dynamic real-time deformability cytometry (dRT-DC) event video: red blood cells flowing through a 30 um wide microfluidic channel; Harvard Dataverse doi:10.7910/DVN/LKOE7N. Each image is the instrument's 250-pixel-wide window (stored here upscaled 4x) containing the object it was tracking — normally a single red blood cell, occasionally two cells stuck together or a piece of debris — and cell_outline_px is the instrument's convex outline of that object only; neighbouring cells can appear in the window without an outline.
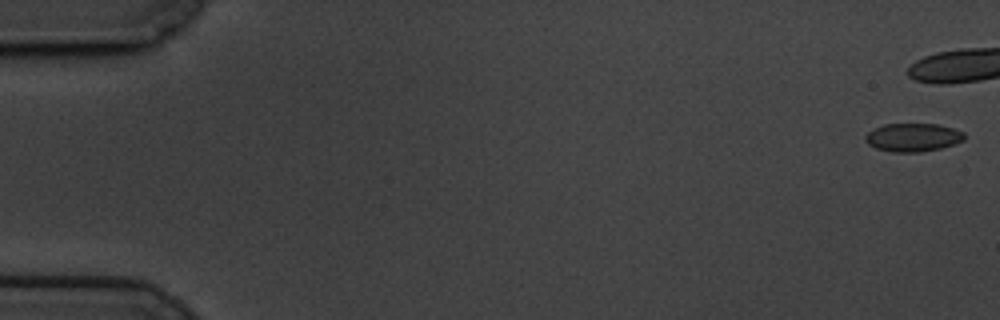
{"species": "common noctule bat (a hibernating species)", "species_latin": "Nyctalus noctula", "temperature_condition": "cold", "stored_images_in_passage": 47, "camera_frame_rate_fps": 3000, "um_per_image_px": 0.085, "animal": {"sex": "male", "body_mass_g": 19.5, "forearm_length_mm": 54.6}, "frame": {"image": 1, "passage_image": 1, "time_ms": 0.0, "image_size_px": [1000, 320], "cell_outline_px": [[964, 140], [940, 148], [920, 152], [892, 152], [876, 148], [868, 144], [864, 140], [864, 136], [872, 128], [884, 124], [936, 124], [952, 128], [964, 132]], "centroid_in_image_um": [77.55, 11.67], "position_along_channel_um": 7.5, "area_um2": 16.3}}
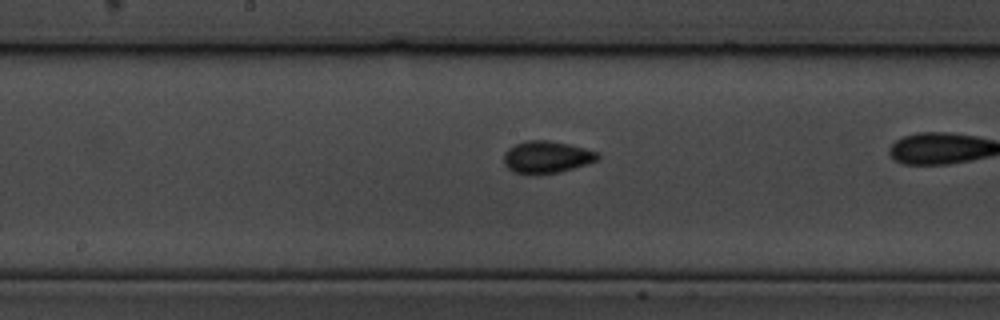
{"frame": {"image": 2, "passage_image": 31, "time_ms": 10.0, "image_size_px": [1000, 320], "cell_outline_px": [[600, 156], [596, 160], [588, 164], [560, 172], [512, 172], [504, 164], [504, 152], [508, 148], [516, 144], [528, 140], [548, 140], [568, 144], [584, 148], [596, 152]], "centroid_in_image_um": [46.46, 13.32], "position_along_channel_um": 201.7, "area_um2": 17.11}}
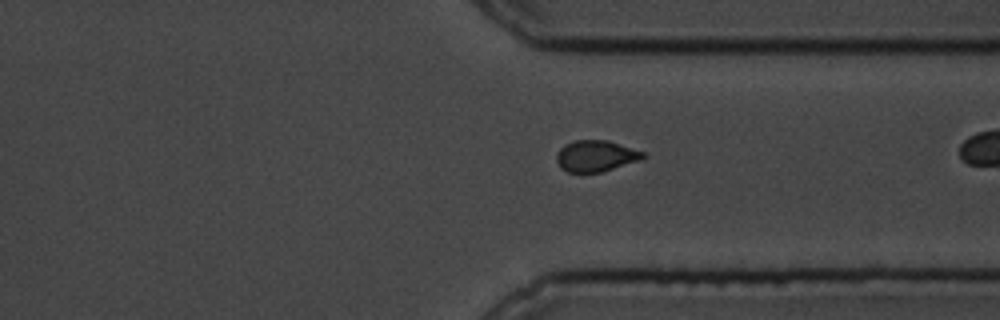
{"frame": {"image": 3, "passage_image": 45, "time_ms": 14.667, "image_size_px": [1000, 320], "cell_outline_px": [[648, 156], [640, 160], [600, 172], [568, 172], [560, 168], [556, 160], [556, 156], [560, 148], [564, 144], [572, 140], [608, 140], [644, 152]], "centroid_in_image_um": [50.63, 13.25], "position_along_channel_um": 360.8, "area_um2": 15.78}}